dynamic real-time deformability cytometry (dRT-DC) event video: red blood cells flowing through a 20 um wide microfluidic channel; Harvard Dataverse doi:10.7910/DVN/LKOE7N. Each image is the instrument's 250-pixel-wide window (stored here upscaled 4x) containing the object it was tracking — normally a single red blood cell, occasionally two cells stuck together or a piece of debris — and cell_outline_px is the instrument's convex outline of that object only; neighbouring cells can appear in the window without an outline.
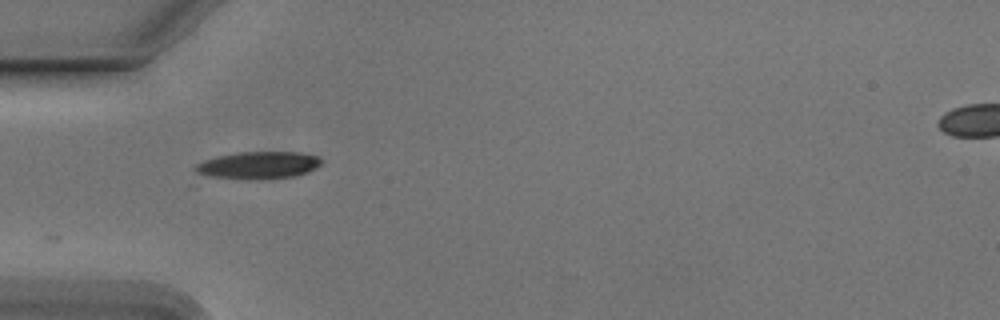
{"species": "Egyptian fruit bat (a non-hibernating species)", "species_latin": "Rousettus aegyptiacus", "temperature_condition": "cold", "stored_images_in_passage": 3, "camera_frame_rate_fps": 3000, "um_per_image_px": 0.085, "animal": {"sex": "male"}, "frame": {"image": 1, "passage_image": 1, "time_ms": 0.0, "image_size_px": [1000, 320], "cell_outline_px": [[324, 160], [316, 168], [308, 172], [296, 176], [248, 180], [196, 176], [192, 168], [196, 164], [204, 160], [216, 156], [236, 152], [300, 152], [320, 156]], "centroid_in_image_um": [21.88, 14.05], "position_along_channel_um": 63.1, "area_um2": 20.75}}